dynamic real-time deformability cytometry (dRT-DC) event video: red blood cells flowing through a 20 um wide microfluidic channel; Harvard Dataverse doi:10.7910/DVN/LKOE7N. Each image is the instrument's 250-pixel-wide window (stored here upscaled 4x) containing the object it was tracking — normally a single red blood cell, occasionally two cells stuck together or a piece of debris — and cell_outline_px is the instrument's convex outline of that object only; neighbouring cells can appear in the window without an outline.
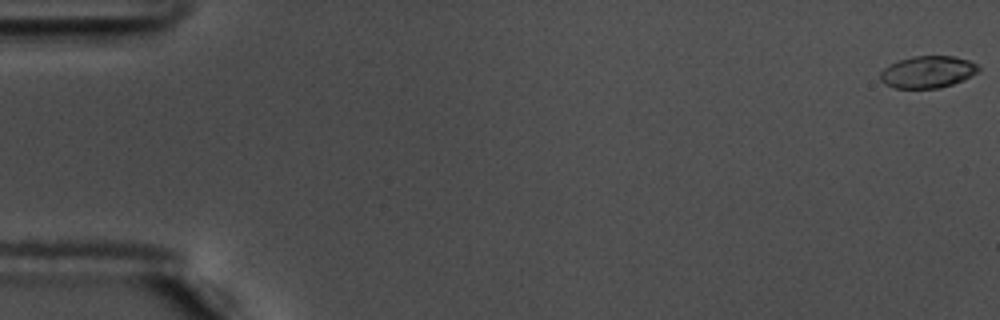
{"species": "common noctule bat (a hibernating species)", "species_latin": "Nyctalus noctula", "temperature_condition": "warm", "stored_images_in_passage": 57, "camera_frame_rate_fps": 3000, "um_per_image_px": 0.085, "animal": {"sex": "male", "body_mass_g": 17.5, "forearm_length_mm": 52.3}, "frame": {"image": 1, "passage_image": 1, "time_ms": 0.0, "image_size_px": [1000, 320], "cell_outline_px": [[980, 68], [976, 72], [964, 80], [940, 88], [896, 88], [884, 84], [880, 80], [880, 72], [884, 68], [900, 60], [912, 56], [952, 56], [968, 60], [976, 64]], "centroid_in_image_um": [78.84, 6.12], "position_along_channel_um": 6.2, "area_um2": 18.15}}
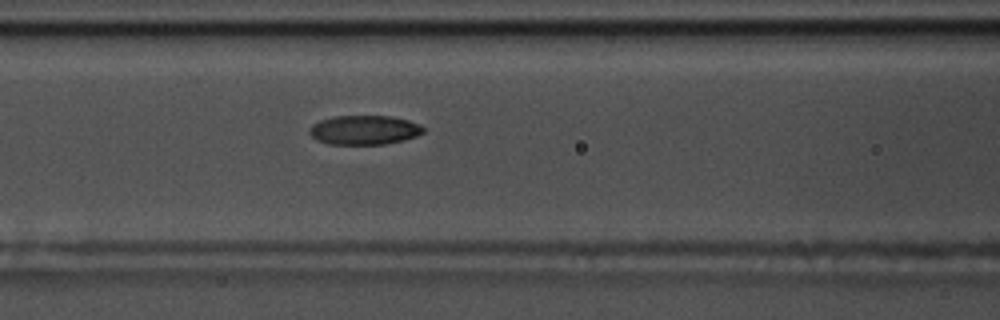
{"frame": {"image": 2, "passage_image": 25, "time_ms": 8.0, "image_size_px": [1000, 320], "cell_outline_px": [[424, 132], [416, 136], [404, 140], [384, 144], [328, 144], [316, 140], [308, 132], [308, 128], [312, 124], [320, 120], [332, 116], [392, 116], [408, 120], [420, 124], [424, 128]], "centroid_in_image_um": [30.94, 11.04], "position_along_channel_um": 135.7, "area_um2": 19.59}}
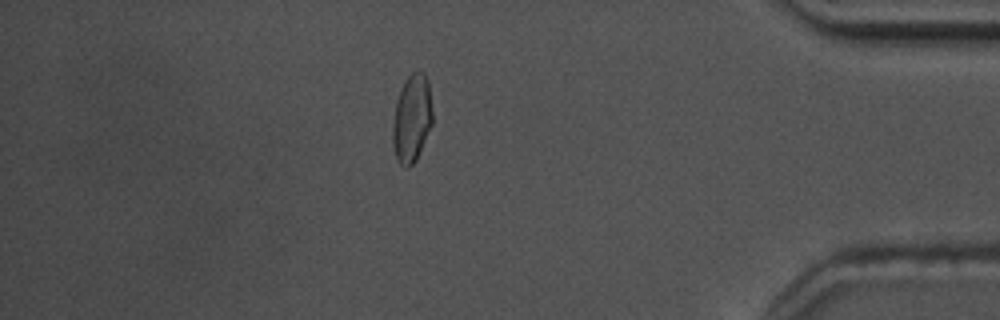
{"frame": {"image": 3, "passage_image": 50, "time_ms": 16.333, "image_size_px": [1000, 320], "cell_outline_px": [[432, 124], [416, 160], [408, 168], [404, 168], [400, 164], [396, 156], [392, 144], [392, 124], [396, 100], [404, 80], [412, 72], [424, 72], [428, 80], [432, 108]], "centroid_in_image_um": [34.99, 10.06], "position_along_channel_um": 400.2, "area_um2": 20.52}, "authors_computed_cell_mechanics": {"area_um2": 19.652, "velocity_mm_per_s": 3.6257, "shape_relaxation_time_tau1_ms": 4.0397, "shape_relaxation_time_tau2_ms": 2.0249, "deformation_change_tau1": 0.153, "deformation_change_tau2": 0.0506}}